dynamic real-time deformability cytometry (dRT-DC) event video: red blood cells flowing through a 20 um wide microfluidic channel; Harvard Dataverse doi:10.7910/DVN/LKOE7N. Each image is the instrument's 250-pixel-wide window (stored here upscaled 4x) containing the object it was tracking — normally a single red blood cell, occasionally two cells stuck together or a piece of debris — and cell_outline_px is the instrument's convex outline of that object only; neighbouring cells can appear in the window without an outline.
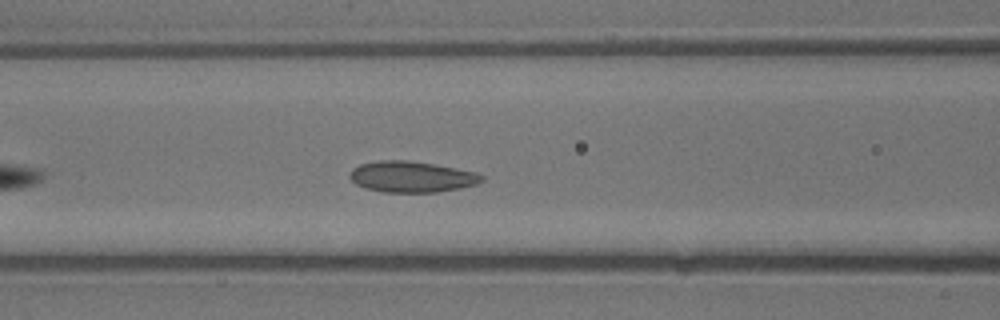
{"species": "common noctule bat (a hibernating species)", "species_latin": "Nyctalus noctula", "temperature_condition": "warm", "stored_images_in_passage": 21, "camera_frame_rate_fps": 3000, "um_per_image_px": 0.085, "animal": {"sex": "male", "body_mass_g": 13.3}, "frame": {"image": 1, "passage_image": 6, "time_ms": 1.667, "image_size_px": [1000, 320], "cell_outline_px": [[484, 180], [476, 184], [460, 188], [436, 192], [384, 192], [364, 188], [356, 184], [348, 176], [352, 168], [360, 164], [380, 160], [408, 160], [436, 164], [476, 172], [484, 176]], "centroid_in_image_um": [34.98, 15.02], "position_along_channel_um": 131.6, "area_um2": 23.99}}
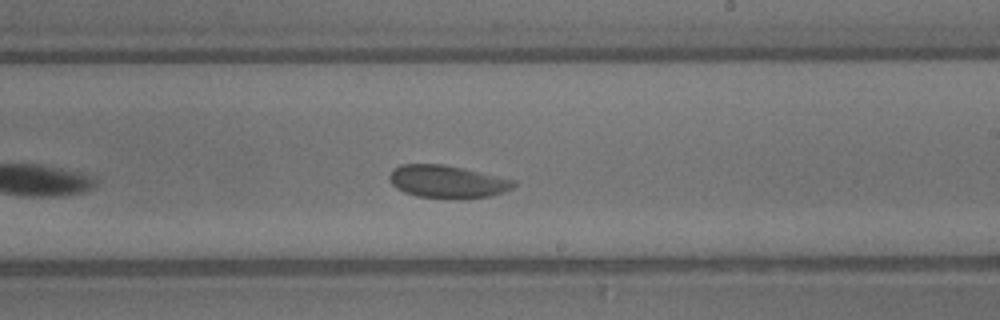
{"frame": {"image": 2, "passage_image": 12, "time_ms": 3.667, "image_size_px": [1000, 320], "cell_outline_px": [[516, 184], [512, 188], [504, 192], [492, 196], [460, 200], [452, 200], [416, 196], [404, 192], [396, 188], [392, 184], [388, 176], [392, 168], [400, 164], [440, 164], [464, 168], [516, 180]], "centroid_in_image_um": [38.02, 15.46], "position_along_channel_um": 251.0, "area_um2": 24.28}}
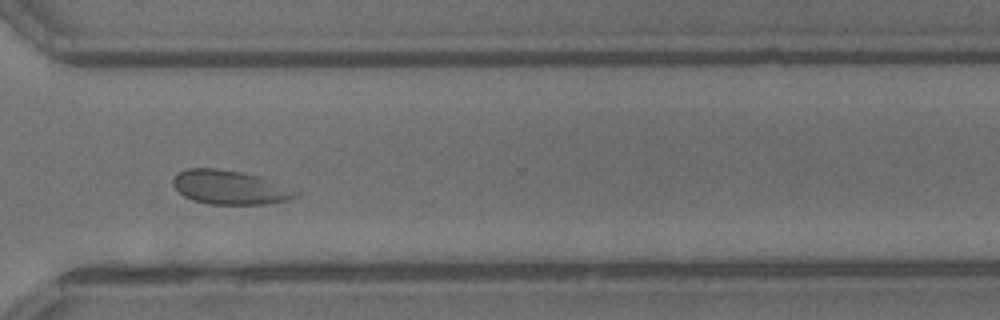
{"frame": {"image": 3, "passage_image": 17, "time_ms": 5.333, "image_size_px": [1000, 320], "cell_outline_px": [[300, 196], [288, 200], [268, 204], [208, 204], [192, 200], [184, 196], [172, 184], [172, 180], [180, 172], [188, 168], [216, 168], [240, 172], [260, 176], [300, 192]], "centroid_in_image_um": [19.56, 15.93], "position_along_channel_um": 351.0, "area_um2": 24.28}}